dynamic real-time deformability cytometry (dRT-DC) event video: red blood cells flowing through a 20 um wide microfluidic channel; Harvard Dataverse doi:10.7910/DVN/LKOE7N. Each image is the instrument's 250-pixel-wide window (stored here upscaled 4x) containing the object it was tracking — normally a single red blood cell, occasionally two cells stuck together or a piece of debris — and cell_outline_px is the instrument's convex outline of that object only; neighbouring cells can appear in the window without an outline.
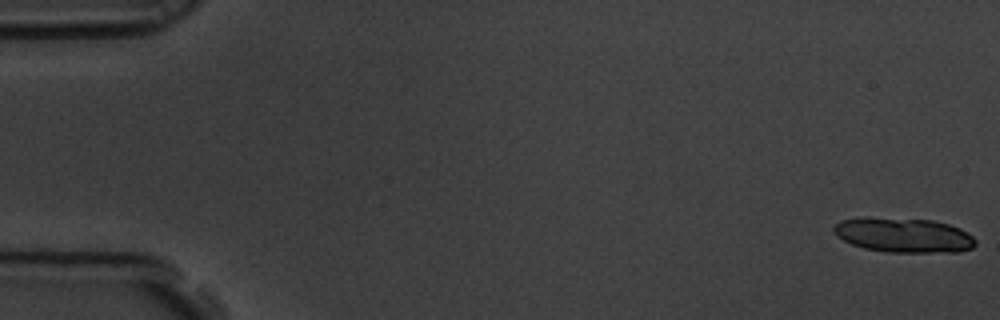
{"species": "common noctule bat (a hibernating species)", "species_latin": "Nyctalus noctula", "temperature_condition": "room temperature", "stored_images_in_passage": 17, "camera_frame_rate_fps": 3000, "um_per_image_px": 0.085, "animal": {"sex": "male", "body_mass_g": 19.5, "forearm_length_mm": 54.6}, "frame": {"image": 1, "passage_image": 1, "time_ms": 0.0, "image_size_px": [1000, 320], "cell_outline_px": [[976, 244], [972, 248], [956, 252], [888, 252], [864, 248], [852, 244], [836, 236], [832, 228], [832, 224], [840, 220], [864, 216], [868, 216], [932, 220], [948, 224], [960, 228], [972, 236], [976, 240]], "centroid_in_image_um": [76.75, 19.96], "position_along_channel_um": 8.2, "area_um2": 29.02}}